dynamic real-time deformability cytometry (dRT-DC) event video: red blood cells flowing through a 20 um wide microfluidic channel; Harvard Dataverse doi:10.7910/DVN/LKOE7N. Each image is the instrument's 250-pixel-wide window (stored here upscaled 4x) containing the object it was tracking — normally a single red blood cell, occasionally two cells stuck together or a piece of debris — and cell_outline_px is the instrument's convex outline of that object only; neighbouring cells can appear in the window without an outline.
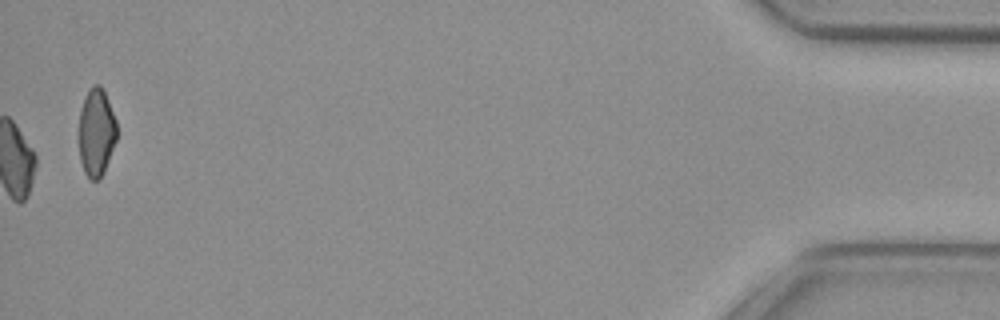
{"species": "common noctule bat (a hibernating species)", "species_latin": "Nyctalus noctula", "temperature_condition": "cold", "stored_images_in_passage": 53, "camera_frame_rate_fps": 3000, "um_per_image_px": 0.085, "animal": {"sex": "female", "body_mass_g": 29.2, "forearm_length_mm": 56.3}, "frame": {"image": 1, "passage_image": 53, "time_ms": 17.333, "image_size_px": [1000, 320], "cell_outline_px": [[116, 140], [104, 172], [96, 180], [92, 180], [84, 172], [80, 160], [80, 108], [92, 84], [100, 84], [104, 92], [116, 120]], "centroid_in_image_um": [8.19, 11.25], "position_along_channel_um": 427.0, "area_um2": 18.96}}